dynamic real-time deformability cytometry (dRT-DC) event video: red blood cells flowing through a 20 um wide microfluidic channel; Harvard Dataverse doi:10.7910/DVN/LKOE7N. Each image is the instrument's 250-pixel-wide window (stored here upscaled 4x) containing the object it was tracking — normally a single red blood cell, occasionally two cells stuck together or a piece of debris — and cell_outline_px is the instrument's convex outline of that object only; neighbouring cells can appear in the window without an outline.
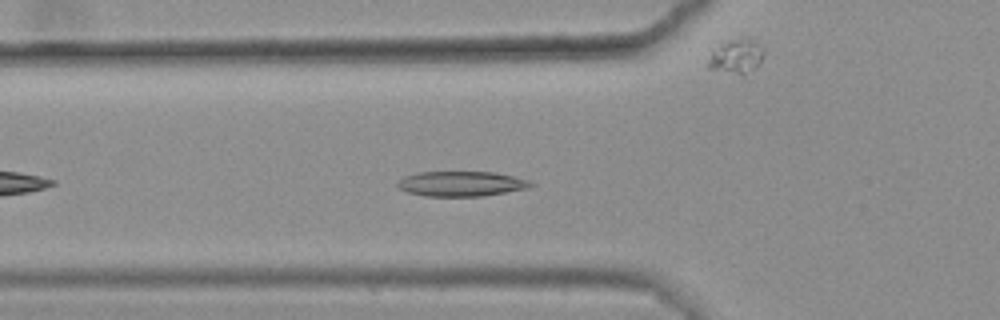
{"species": "common noctule bat (a hibernating species)", "species_latin": "Nyctalus noctula", "temperature_condition": "warm", "stored_images_in_passage": 30, "camera_frame_rate_fps": 3000, "um_per_image_px": 0.085, "animal": {"sex": "female", "body_mass_g": 25.1}, "frame": {"image": 1, "passage_image": 9, "time_ms": 2.667, "image_size_px": [1000, 320], "cell_outline_px": [[536, 184], [532, 188], [484, 196], [424, 196], [408, 192], [396, 188], [396, 184], [404, 176], [420, 172], [496, 172], [528, 180]], "centroid_in_image_um": [39.24, 15.63], "position_along_channel_um": 86.6, "area_um2": 19.65}}
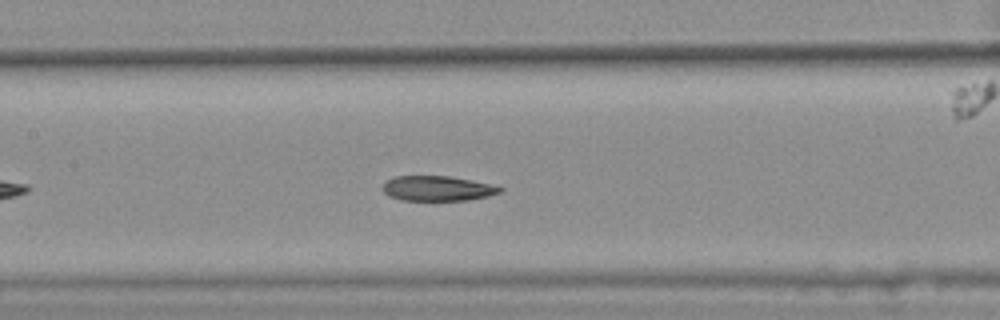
{"frame": {"image": 2, "passage_image": 16, "time_ms": 5.0, "image_size_px": [1000, 320], "cell_outline_px": [[504, 188], [500, 192], [488, 196], [468, 200], [400, 200], [388, 196], [380, 188], [384, 180], [392, 176], [448, 176], [492, 184]], "centroid_in_image_um": [37.11, 16.01], "position_along_channel_um": 170.3, "area_um2": 17.28}}
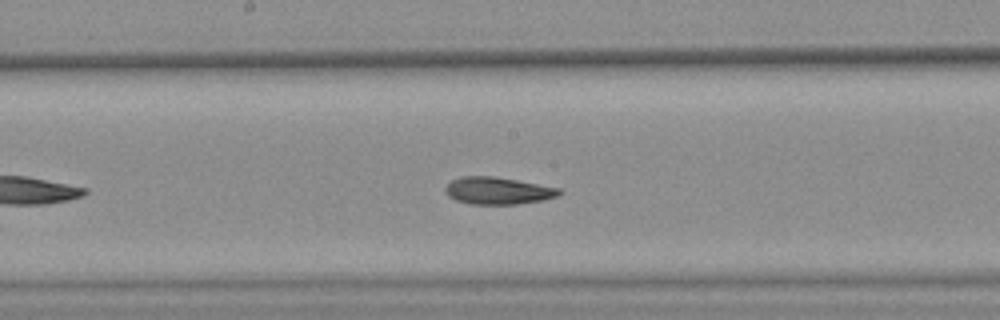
{"frame": {"image": 3, "passage_image": 19, "time_ms": 6.0, "image_size_px": [1000, 320], "cell_outline_px": [[564, 192], [560, 196], [544, 200], [516, 204], [468, 204], [456, 200], [448, 196], [444, 192], [444, 188], [452, 180], [464, 176], [492, 176], [516, 180], [560, 188]], "centroid_in_image_um": [42.34, 16.22], "position_along_channel_um": 205.9, "area_um2": 18.15}}